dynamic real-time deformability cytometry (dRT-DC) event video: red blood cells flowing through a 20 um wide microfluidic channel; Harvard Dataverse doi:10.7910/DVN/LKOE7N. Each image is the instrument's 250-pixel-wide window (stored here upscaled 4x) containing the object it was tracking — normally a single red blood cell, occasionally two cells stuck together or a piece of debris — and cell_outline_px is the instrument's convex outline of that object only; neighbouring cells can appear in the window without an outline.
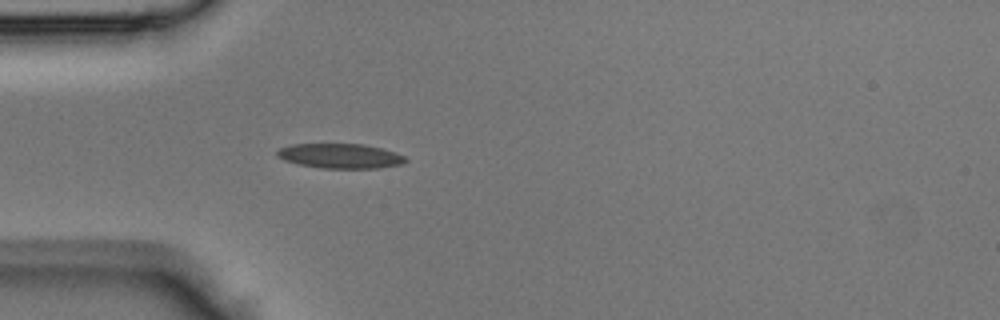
{"species": "Egyptian fruit bat (a non-hibernating species)", "species_latin": "Rousettus aegyptiacus", "temperature_condition": "room temperature", "stored_images_in_passage": 27, "camera_frame_rate_fps": 3000, "um_per_image_px": 0.085, "animal": {"sex": "male"}, "frame": {"image": 1, "passage_image": 1, "time_ms": 0.0, "image_size_px": [1000, 320], "cell_outline_px": [[408, 160], [404, 164], [380, 168], [324, 168], [300, 164], [284, 160], [276, 156], [276, 152], [280, 148], [292, 144], [364, 144], [396, 152], [404, 156]], "centroid_in_image_um": [28.95, 13.26], "position_along_channel_um": 56.0, "area_um2": 18.5}}
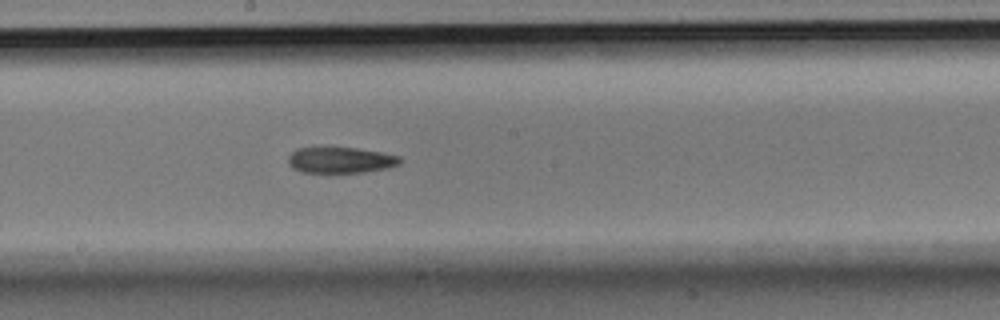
{"frame": {"image": 2, "passage_image": 12, "time_ms": 3.667, "image_size_px": [1000, 320], "cell_outline_px": [[400, 164], [388, 168], [364, 172], [304, 172], [292, 168], [288, 164], [288, 156], [296, 148], [356, 148], [380, 152], [400, 156]], "centroid_in_image_um": [28.94, 13.61], "position_along_channel_um": 219.3, "area_um2": 16.76}}
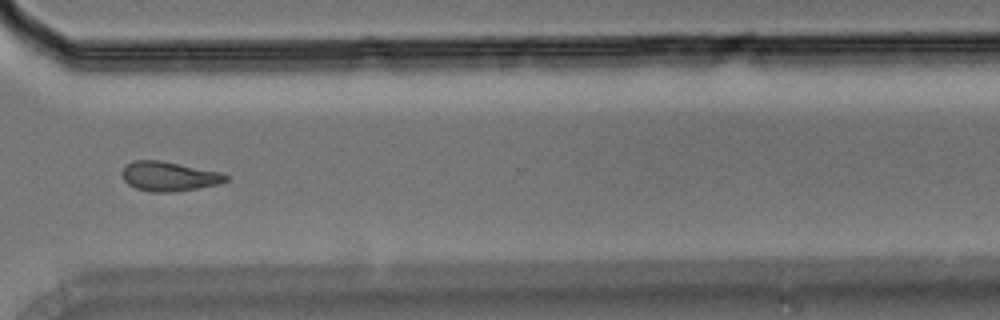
{"frame": {"image": 3, "passage_image": 21, "time_ms": 6.667, "image_size_px": [1000, 320], "cell_outline_px": [[228, 180], [220, 184], [172, 192], [152, 192], [136, 188], [128, 184], [124, 180], [124, 168], [132, 160], [160, 160], [220, 172], [228, 176]], "centroid_in_image_um": [14.39, 14.99], "position_along_channel_um": 356.2, "area_um2": 17.57}}